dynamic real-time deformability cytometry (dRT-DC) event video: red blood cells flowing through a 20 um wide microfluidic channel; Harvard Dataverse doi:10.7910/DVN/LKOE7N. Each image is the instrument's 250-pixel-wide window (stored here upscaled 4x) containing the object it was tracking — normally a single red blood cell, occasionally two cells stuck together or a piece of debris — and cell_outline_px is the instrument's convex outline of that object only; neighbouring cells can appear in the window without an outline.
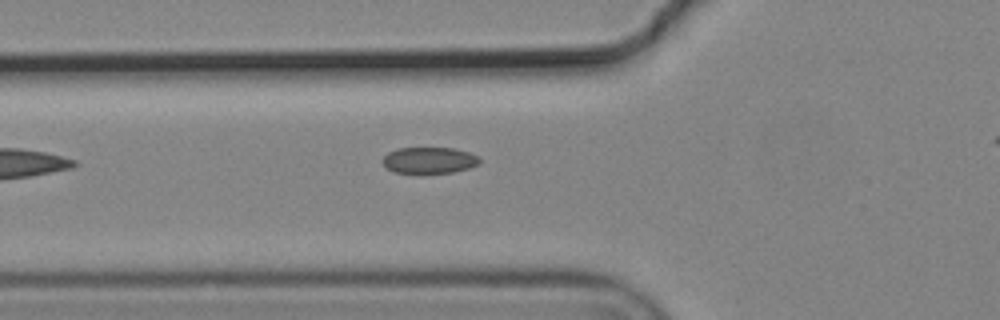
{"species": "common noctule bat (a hibernating species)", "species_latin": "Nyctalus noctula", "temperature_condition": "cold", "stored_images_in_passage": 5, "camera_frame_rate_fps": 3000, "um_per_image_px": 0.085, "animal": {"sex": "male", "body_mass_g": 19.2, "forearm_length_mm": 51.8}, "frame": {"image": 1, "passage_image": 4, "time_ms": 1.0, "image_size_px": [1000, 320], "cell_outline_px": [[480, 164], [468, 168], [452, 172], [392, 172], [380, 160], [388, 152], [396, 148], [456, 148], [480, 156]], "centroid_in_image_um": [36.49, 13.6], "position_along_channel_um": 89.3, "area_um2": 14.8}}